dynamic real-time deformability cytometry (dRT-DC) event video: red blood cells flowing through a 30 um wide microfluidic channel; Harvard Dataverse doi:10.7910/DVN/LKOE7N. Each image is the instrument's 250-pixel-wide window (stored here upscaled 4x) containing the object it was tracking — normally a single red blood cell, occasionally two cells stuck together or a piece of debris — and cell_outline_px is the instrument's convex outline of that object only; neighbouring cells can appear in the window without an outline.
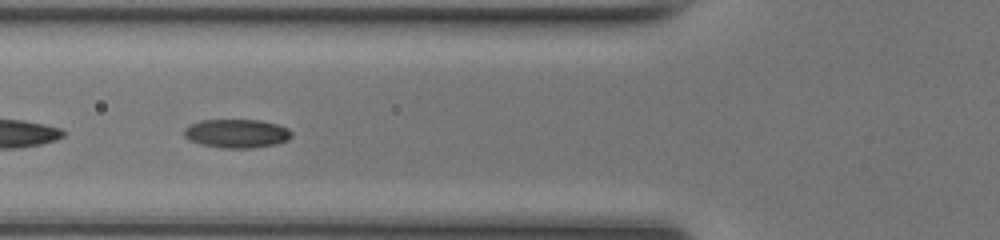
{"species": "common noctule bat (a hibernating species)", "species_latin": "Nyctalus noctula", "temperature_condition": "room temperature", "stored_images_in_passage": 16, "camera_frame_rate_fps": 3000, "um_per_image_px": 0.085, "animal": {"sex": "female", "body_mass_g": 17.0, "forearm_length_mm": 48.0}, "frame": {"image": 1, "passage_image": 7, "time_ms": 2.0, "image_size_px": [1000, 240], "cell_outline_px": [[292, 136], [288, 140], [276, 144], [252, 148], [220, 148], [200, 144], [188, 140], [184, 136], [184, 128], [200, 120], [260, 120], [276, 124], [288, 128], [292, 132]], "centroid_in_image_um": [20.11, 11.35], "position_along_channel_um": 105.7, "area_um2": 18.09}}
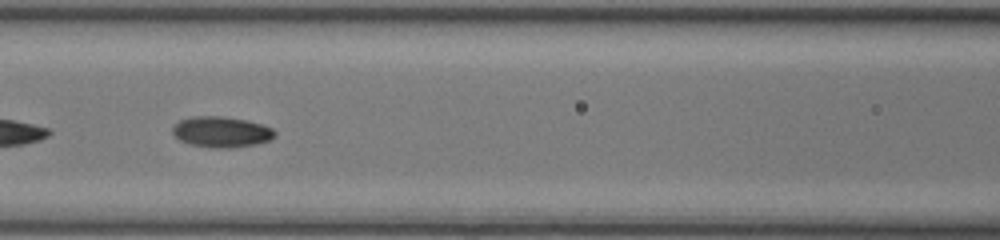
{"frame": {"image": 2, "passage_image": 10, "time_ms": 3.0, "image_size_px": [1000, 240], "cell_outline_px": [[276, 136], [268, 140], [256, 144], [228, 148], [212, 148], [188, 144], [180, 140], [172, 132], [172, 128], [180, 120], [192, 116], [224, 116], [244, 120], [260, 124], [272, 128], [276, 132]], "centroid_in_image_um": [18.8, 11.21], "position_along_channel_um": 147.8, "area_um2": 18.26}}